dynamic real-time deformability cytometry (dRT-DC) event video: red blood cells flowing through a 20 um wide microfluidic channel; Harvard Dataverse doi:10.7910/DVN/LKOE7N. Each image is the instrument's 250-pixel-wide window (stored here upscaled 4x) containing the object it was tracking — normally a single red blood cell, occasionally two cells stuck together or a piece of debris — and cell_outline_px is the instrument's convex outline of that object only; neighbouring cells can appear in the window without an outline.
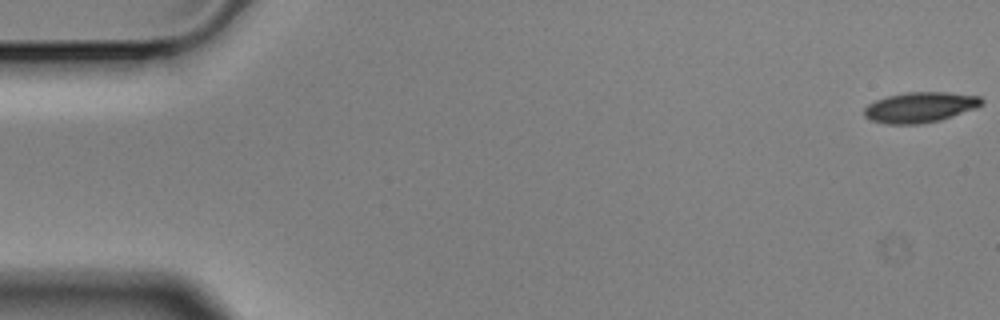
{"species": "Egyptian fruit bat (a non-hibernating species)", "species_latin": "Rousettus aegyptiacus", "temperature_condition": "cold", "stored_images_in_passage": 8, "camera_frame_rate_fps": 3000, "um_per_image_px": 0.085, "animal": {"sex": "male"}, "frame": {"image": 1, "passage_image": 1, "time_ms": 0.0, "image_size_px": [1000, 320], "cell_outline_px": [[984, 104], [976, 108], [940, 120], [920, 124], [888, 124], [872, 120], [864, 116], [864, 108], [868, 104], [876, 100], [888, 96], [908, 92], [948, 92], [980, 96], [984, 100]], "centroid_in_image_um": [78.23, 9.11], "position_along_channel_um": 6.8, "area_um2": 20.81}}
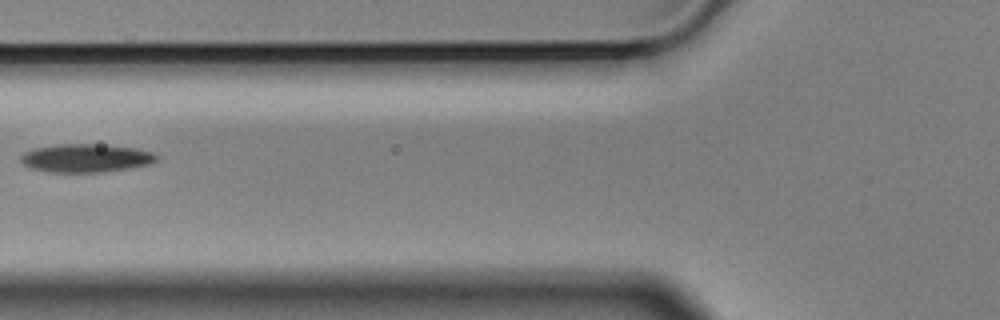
{"frame": {"image": 2, "passage_image": 7, "time_ms": 2.0, "image_size_px": [1000, 320], "cell_outline_px": [[160, 156], [152, 164], [104, 172], [48, 172], [28, 168], [20, 160], [20, 156], [24, 152], [32, 148], [56, 144], [92, 144], [136, 148], [152, 152]], "centroid_in_image_um": [7.27, 13.44], "position_along_channel_um": 118.5, "area_um2": 22.6}}
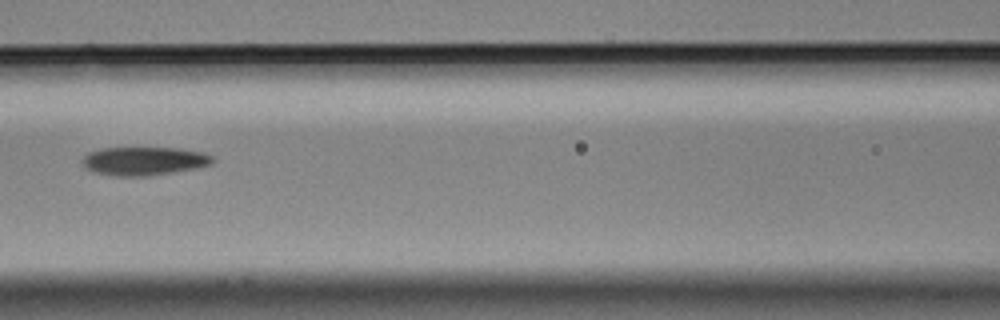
{"frame": {"image": 3, "passage_image": 8, "time_ms": 2.333, "image_size_px": [1000, 320], "cell_outline_px": [[212, 164], [196, 168], [148, 176], [116, 176], [96, 172], [88, 168], [80, 160], [88, 152], [100, 148], [180, 148], [200, 152], [212, 156]], "centroid_in_image_um": [12.22, 13.68], "position_along_channel_um": 154.4, "area_um2": 21.39}}